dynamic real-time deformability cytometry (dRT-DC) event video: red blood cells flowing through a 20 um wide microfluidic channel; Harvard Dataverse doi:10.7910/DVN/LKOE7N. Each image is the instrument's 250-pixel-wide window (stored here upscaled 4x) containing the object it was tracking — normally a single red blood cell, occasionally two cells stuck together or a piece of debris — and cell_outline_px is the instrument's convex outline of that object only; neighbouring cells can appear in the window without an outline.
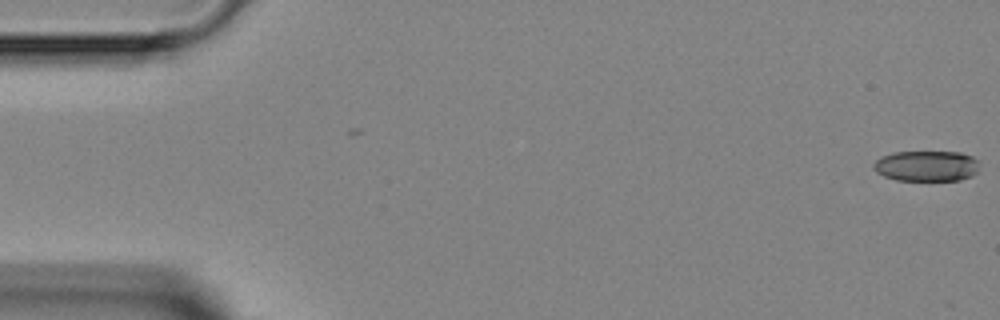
{"species": "Egyptian fruit bat (a non-hibernating species)", "species_latin": "Rousettus aegyptiacus", "temperature_condition": "room temperature", "stored_images_in_passage": 5, "camera_frame_rate_fps": 3000, "um_per_image_px": 0.085, "animal": {"sex": "female"}, "frame": {"image": 1, "passage_image": 1, "time_ms": 0.0, "image_size_px": [1000, 320], "cell_outline_px": [[980, 160], [976, 172], [972, 176], [960, 180], [896, 180], [884, 176], [876, 172], [872, 168], [872, 164], [880, 156], [892, 152], [960, 152], [972, 156]], "centroid_in_image_um": [78.74, 14.1], "position_along_channel_um": 6.3, "area_um2": 19.13}}